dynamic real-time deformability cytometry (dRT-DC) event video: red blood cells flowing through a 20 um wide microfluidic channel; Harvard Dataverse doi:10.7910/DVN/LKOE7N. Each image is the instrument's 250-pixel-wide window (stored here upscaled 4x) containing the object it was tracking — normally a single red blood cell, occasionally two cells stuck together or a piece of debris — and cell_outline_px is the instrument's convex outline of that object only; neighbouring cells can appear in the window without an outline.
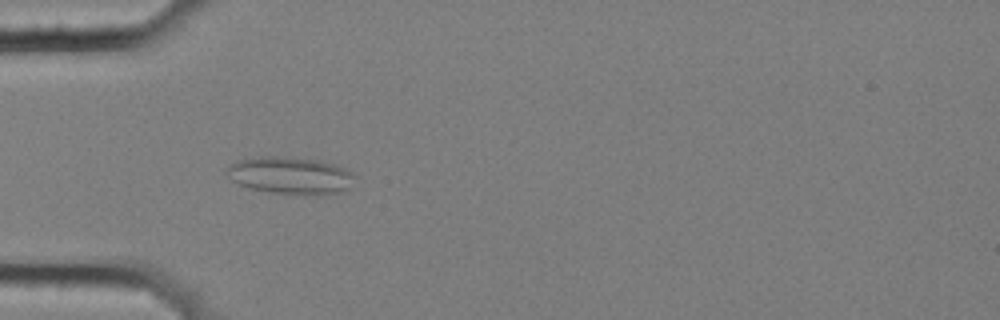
{"species": "common noctule bat (a hibernating species)", "species_latin": "Nyctalus noctula", "temperature_condition": "cold", "stored_images_in_passage": 2, "camera_frame_rate_fps": 3000, "um_per_image_px": 0.085, "animal": {"sex": "female", "body_mass_g": 25.1}, "frame": {"image": 1, "passage_image": 1, "time_ms": 0.0, "image_size_px": [1000, 320], "cell_outline_px": [[352, 176], [348, 192], [316, 196], [304, 196], [268, 192], [236, 184], [224, 172], [236, 160], [268, 156], [272, 156], [316, 160], [336, 164], [352, 172]], "centroid_in_image_um": [24.7, 14.95], "position_along_channel_um": 60.3, "area_um2": 28.03}}